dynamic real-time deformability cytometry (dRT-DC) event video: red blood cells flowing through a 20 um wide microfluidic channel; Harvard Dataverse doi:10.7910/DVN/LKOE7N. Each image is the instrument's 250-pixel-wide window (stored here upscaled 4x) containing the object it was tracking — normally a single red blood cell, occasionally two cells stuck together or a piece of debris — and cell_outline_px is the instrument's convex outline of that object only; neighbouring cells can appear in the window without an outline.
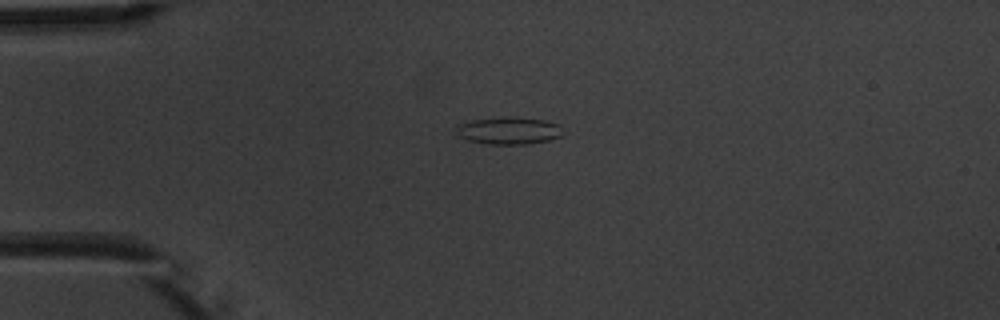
{"species": "common noctule bat (a hibernating species)", "species_latin": "Nyctalus noctula", "temperature_condition": "warm", "stored_images_in_passage": 2, "camera_frame_rate_fps": 3000, "um_per_image_px": 0.085, "animal": {"sex": "male", "body_mass_g": 20.1, "forearm_length_mm": 53.5}, "frame": {"image": 1, "passage_image": 1, "time_ms": 0.0, "image_size_px": [1000, 320], "cell_outline_px": [[564, 132], [560, 136], [548, 140], [528, 144], [488, 144], [468, 140], [460, 136], [456, 128], [460, 124], [472, 120], [508, 116], [516, 116], [544, 120], [560, 124]], "centroid_in_image_um": [43.31, 11.09], "position_along_channel_um": 41.7, "area_um2": 16.99}}